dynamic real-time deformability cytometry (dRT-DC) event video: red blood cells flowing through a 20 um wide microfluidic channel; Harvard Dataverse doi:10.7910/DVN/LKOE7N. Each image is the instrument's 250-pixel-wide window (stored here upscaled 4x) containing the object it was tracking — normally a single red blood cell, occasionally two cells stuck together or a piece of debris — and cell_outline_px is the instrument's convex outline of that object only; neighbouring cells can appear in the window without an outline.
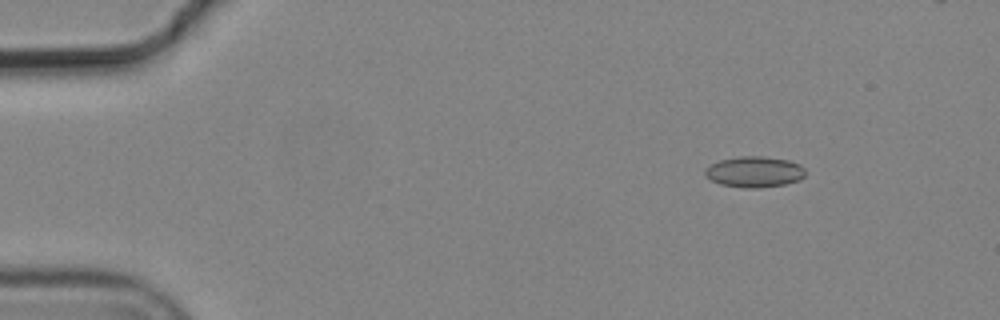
{"species": "common noctule bat (a hibernating species)", "species_latin": "Nyctalus noctula", "temperature_condition": "cold", "stored_images_in_passage": 5, "camera_frame_rate_fps": 3000, "um_per_image_px": 0.085, "animal": {"sex": "male", "body_mass_g": 19.2, "forearm_length_mm": 51.8}, "frame": {"image": 1, "passage_image": 1, "time_ms": 0.0, "image_size_px": [1000, 320], "cell_outline_px": [[804, 176], [800, 180], [784, 184], [756, 188], [744, 188], [720, 184], [704, 176], [704, 168], [720, 160], [740, 156], [764, 156], [788, 160], [800, 164], [804, 168]], "centroid_in_image_um": [64.11, 14.6], "position_along_channel_um": 20.9, "area_um2": 18.09}}
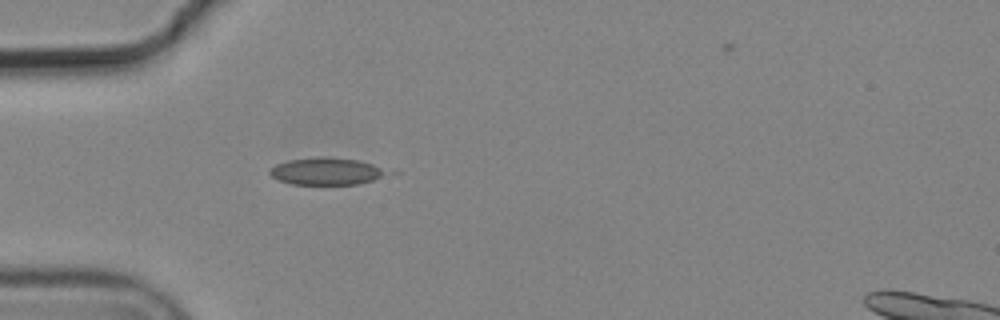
{"frame": {"image": 2, "passage_image": 4, "time_ms": 1.0, "image_size_px": [1000, 320], "cell_outline_px": [[400, 172], [372, 180], [356, 184], [292, 184], [280, 180], [272, 176], [268, 172], [276, 164], [288, 160], [324, 156], [356, 160], [372, 164]], "centroid_in_image_um": [27.86, 14.55], "position_along_channel_um": 57.1, "area_um2": 18.73}}